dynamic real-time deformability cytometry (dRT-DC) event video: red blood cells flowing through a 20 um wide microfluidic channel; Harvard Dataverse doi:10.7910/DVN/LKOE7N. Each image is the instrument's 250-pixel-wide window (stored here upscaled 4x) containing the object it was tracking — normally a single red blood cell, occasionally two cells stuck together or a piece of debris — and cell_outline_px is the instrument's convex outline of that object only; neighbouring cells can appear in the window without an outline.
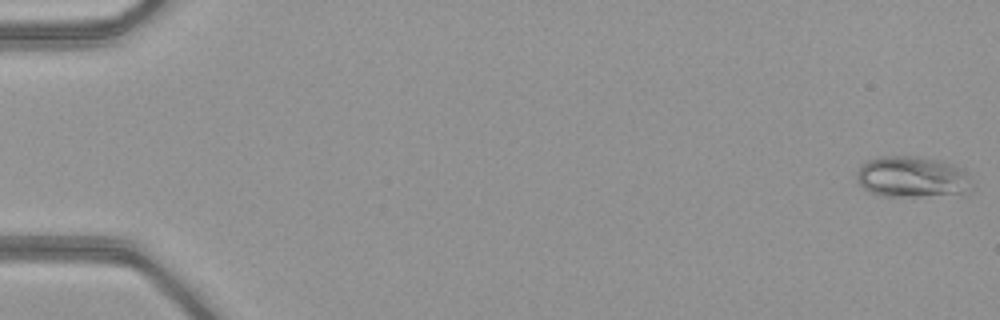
{"species": "common noctule bat (a hibernating species)", "species_latin": "Nyctalus noctula", "temperature_condition": "warm", "stored_images_in_passage": 51, "camera_frame_rate_fps": 3000, "um_per_image_px": 0.085, "animal": {"sex": "female", "body_mass_g": 21.9}, "frame": {"image": 1, "passage_image": 1, "time_ms": 0.0, "image_size_px": [1000, 320], "cell_outline_px": [[972, 184], [964, 196], [880, 196], [864, 188], [856, 180], [856, 172], [868, 160], [880, 156], [916, 156], [940, 160], [964, 168], [968, 172]], "centroid_in_image_um": [77.61, 15.06], "position_along_channel_um": 7.4, "area_um2": 28.21}}
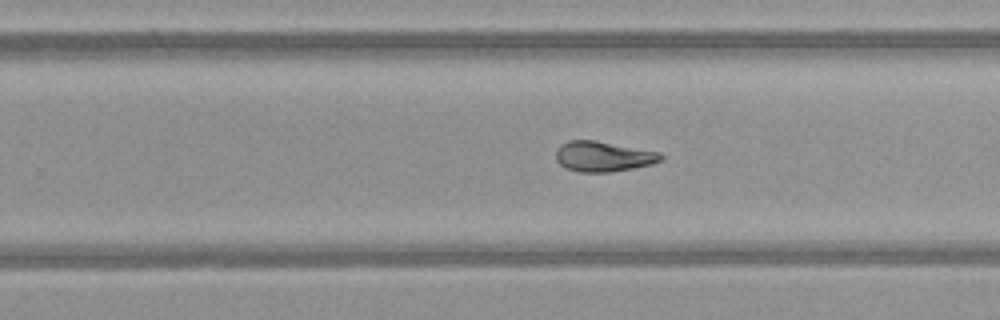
{"frame": {"image": 2, "passage_image": 33, "time_ms": 10.667, "image_size_px": [1000, 320], "cell_outline_px": [[664, 160], [652, 164], [612, 172], [580, 172], [568, 168], [560, 164], [556, 160], [556, 148], [560, 144], [568, 140], [596, 140], [660, 152], [664, 156]], "centroid_in_image_um": [51.29, 13.29], "position_along_channel_um": 278.5, "area_um2": 18.67}}
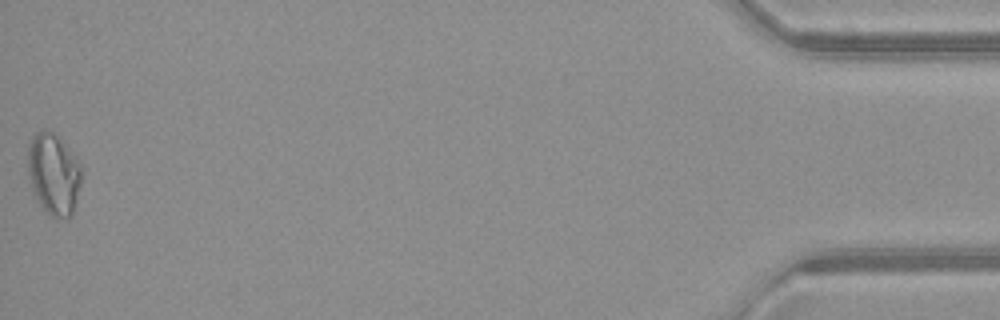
{"frame": {"image": 3, "passage_image": 51, "time_ms": 16.667, "image_size_px": [1000, 320], "cell_outline_px": [[84, 172], [72, 216], [68, 220], [56, 220], [40, 204], [32, 192], [28, 172], [28, 144], [32, 136], [36, 132], [44, 128], [56, 132], [60, 136], [80, 160]], "centroid_in_image_um": [4.6, 14.76], "position_along_channel_um": 430.6, "area_um2": 26.65}, "authors_computed_cell_mechanics": {"area_um2": 19.5364, "velocity_mm_per_s": 4.1287, "shape_relaxation_time_tau1_ms": 8.4834, "shape_relaxation_time_tau2_ms": 2.2746, "deformation_change_tau1": 0.2423, "deformation_change_tau2": 0.0744}}